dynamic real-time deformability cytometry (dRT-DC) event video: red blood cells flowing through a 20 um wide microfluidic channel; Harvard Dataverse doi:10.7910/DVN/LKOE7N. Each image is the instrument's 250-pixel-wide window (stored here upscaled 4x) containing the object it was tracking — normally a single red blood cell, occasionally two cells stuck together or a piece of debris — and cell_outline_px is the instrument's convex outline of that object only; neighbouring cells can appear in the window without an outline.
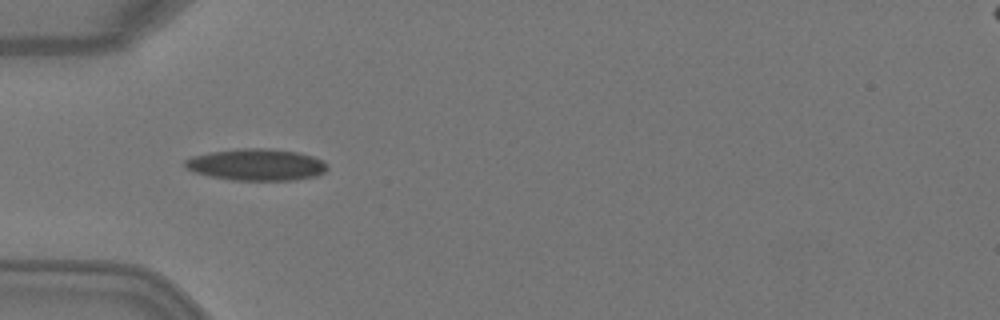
{"species": "Egyptian fruit bat (a non-hibernating species)", "species_latin": "Rousettus aegyptiacus", "temperature_condition": "warm", "stored_images_in_passage": 7, "camera_frame_rate_fps": 3000, "um_per_image_px": 0.085, "animal": {"sex": "female"}, "frame": {"image": 1, "passage_image": 5, "time_ms": 1.333, "image_size_px": [1000, 320], "cell_outline_px": [[328, 168], [324, 172], [316, 176], [296, 180], [232, 180], [208, 176], [192, 172], [184, 164], [184, 160], [192, 156], [212, 152], [244, 148], [264, 148], [296, 152], [312, 156], [324, 160], [328, 164]], "centroid_in_image_um": [21.81, 14.01], "position_along_channel_um": 63.2, "area_um2": 26.3}}
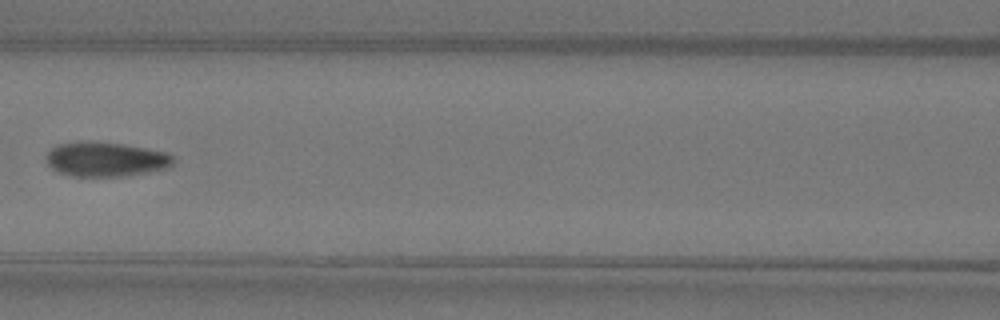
{"frame": {"image": 2, "passage_image": 7, "time_ms": 2.0, "image_size_px": [1000, 320], "cell_outline_px": [[176, 160], [168, 168], [148, 172], [120, 176], [72, 176], [60, 172], [52, 168], [48, 164], [48, 152], [56, 144], [80, 140], [92, 140], [124, 144], [168, 152]], "centroid_in_image_um": [9.01, 13.51], "position_along_channel_um": 157.6, "area_um2": 25.78}}